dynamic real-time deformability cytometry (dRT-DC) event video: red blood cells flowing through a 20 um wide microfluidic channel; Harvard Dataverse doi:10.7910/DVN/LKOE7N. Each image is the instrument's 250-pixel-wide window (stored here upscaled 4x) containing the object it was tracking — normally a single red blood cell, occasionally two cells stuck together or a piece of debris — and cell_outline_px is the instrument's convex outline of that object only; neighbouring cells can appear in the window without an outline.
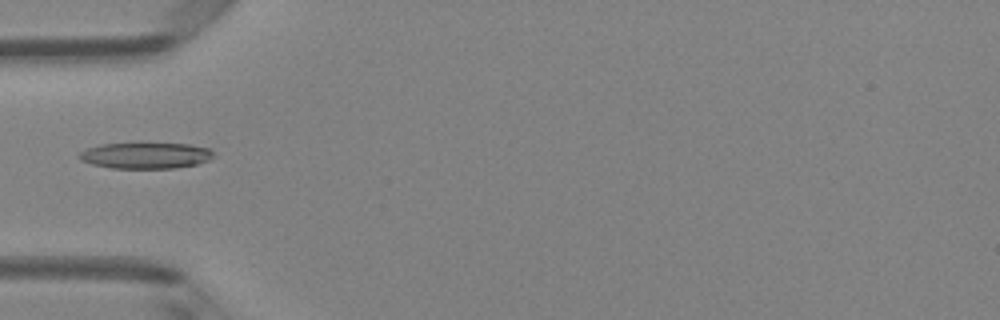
{"species": "Egyptian fruit bat (a non-hibernating species)", "species_latin": "Rousettus aegyptiacus", "temperature_condition": "room temperature", "stored_images_in_passage": 5, "camera_frame_rate_fps": 3000, "um_per_image_px": 0.085, "animal": {"sex": "female"}, "frame": {"image": 1, "passage_image": 5, "time_ms": 5.333, "image_size_px": [1000, 320], "cell_outline_px": [[216, 156], [208, 160], [196, 164], [172, 168], [112, 168], [92, 164], [80, 160], [76, 156], [80, 152], [88, 148], [100, 144], [140, 140], [192, 144], [212, 148]], "centroid_in_image_um": [12.4, 13.15], "position_along_channel_um": 72.6, "area_um2": 21.73}}